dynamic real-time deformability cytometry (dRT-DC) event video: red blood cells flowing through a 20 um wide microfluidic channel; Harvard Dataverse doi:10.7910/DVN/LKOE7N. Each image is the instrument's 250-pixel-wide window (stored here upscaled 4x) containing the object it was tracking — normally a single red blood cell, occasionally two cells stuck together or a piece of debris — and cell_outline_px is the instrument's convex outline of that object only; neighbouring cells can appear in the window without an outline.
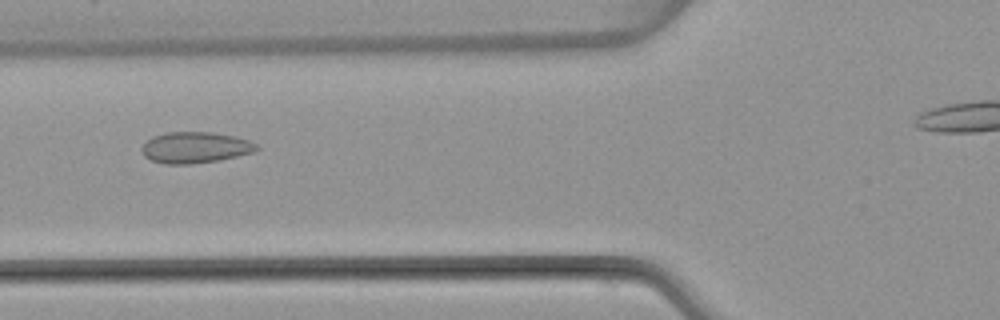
{"species": "common noctule bat (a hibernating species)", "species_latin": "Nyctalus noctula", "temperature_condition": "warm", "stored_images_in_passage": 6, "camera_frame_rate_fps": 3000, "um_per_image_px": 0.085, "animal": {"sex": "female", "body_mass_g": 22.7, "forearm_length_mm": 54.2}, "frame": {"image": 1, "passage_image": 6, "time_ms": 6.0, "image_size_px": [1000, 320], "cell_outline_px": [[260, 148], [252, 152], [220, 160], [192, 164], [164, 164], [152, 160], [144, 156], [140, 148], [152, 136], [164, 132], [212, 132], [236, 136], [260, 144]], "centroid_in_image_um": [16.6, 12.53], "position_along_channel_um": 109.2, "area_um2": 21.04}}